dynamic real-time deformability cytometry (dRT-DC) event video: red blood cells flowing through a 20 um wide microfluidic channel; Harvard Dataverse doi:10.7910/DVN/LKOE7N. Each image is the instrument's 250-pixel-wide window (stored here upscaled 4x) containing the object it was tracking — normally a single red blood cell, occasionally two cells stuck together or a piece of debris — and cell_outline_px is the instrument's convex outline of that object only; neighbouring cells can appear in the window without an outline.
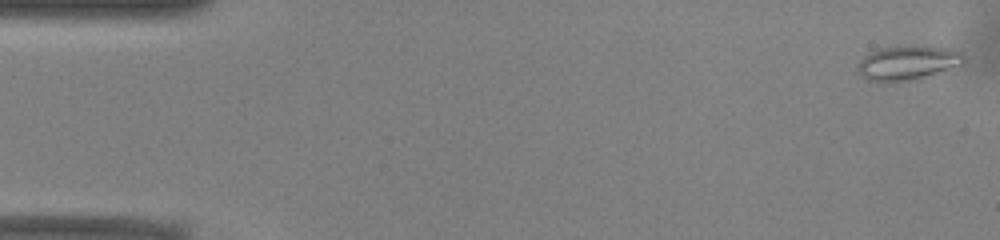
{"species": "common noctule bat (a hibernating species)", "species_latin": "Nyctalus noctula", "temperature_condition": "warm", "stored_images_in_passage": 51, "camera_frame_rate_fps": 3000, "um_per_image_px": 0.085, "animal": {"sex": "male", "body_mass_g": 13.0, "forearm_length_mm": 53.1}, "frame": {"image": 1, "passage_image": 1, "time_ms": 0.0, "image_size_px": [1000, 240], "cell_outline_px": [[968, 60], [964, 64], [924, 76], [892, 84], [884, 84], [868, 80], [860, 76], [856, 68], [860, 60], [868, 52], [880, 48], [896, 44], [916, 44], [952, 48], [964, 52]], "centroid_in_image_um": [77.15, 5.3], "position_along_channel_um": 7.9, "area_um2": 22.43}}
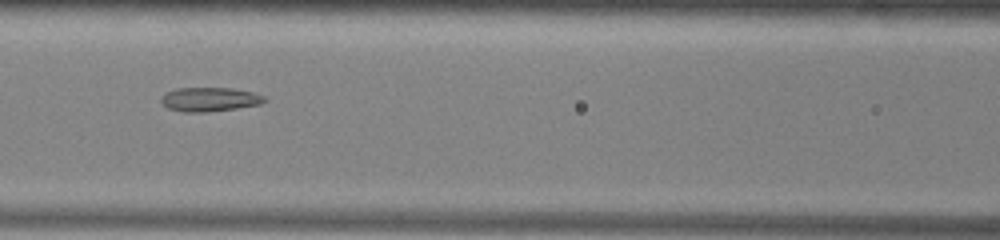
{"frame": {"image": 2, "passage_image": 22, "time_ms": 7.0, "image_size_px": [1000, 240], "cell_outline_px": [[268, 100], [260, 104], [236, 108], [204, 112], [184, 112], [168, 108], [160, 100], [160, 96], [176, 88], [232, 88], [252, 92], [264, 96]], "centroid_in_image_um": [17.82, 8.44], "position_along_channel_um": 148.8, "area_um2": 14.39}}
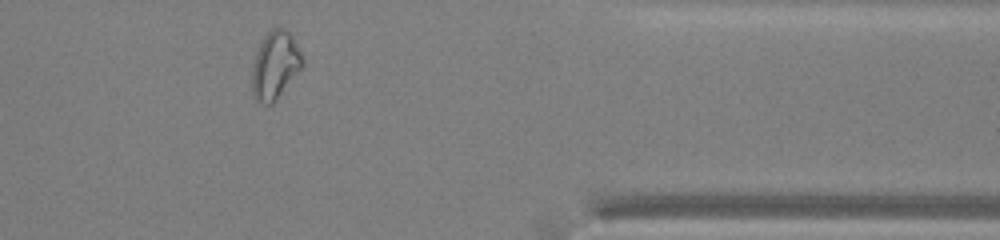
{"frame": {"image": 3, "passage_image": 42, "time_ms": 13.667, "image_size_px": [1000, 240], "cell_outline_px": [[304, 64], [272, 104], [264, 104], [256, 100], [252, 96], [252, 68], [256, 52], [264, 36], [272, 28], [284, 28], [292, 36], [304, 60]], "centroid_in_image_um": [23.36, 5.55], "position_along_channel_um": 388.0, "area_um2": 19.59}, "authors_computed_cell_mechanics": {"area_um2": 18.5538, "velocity_mm_per_s": 3.9428, "shape_relaxation_time_tau1_ms": null, "shape_relaxation_time_tau2_ms": 3.8555, "deformation_change_tau1": null, "deformation_change_tau2": 0.1056}}